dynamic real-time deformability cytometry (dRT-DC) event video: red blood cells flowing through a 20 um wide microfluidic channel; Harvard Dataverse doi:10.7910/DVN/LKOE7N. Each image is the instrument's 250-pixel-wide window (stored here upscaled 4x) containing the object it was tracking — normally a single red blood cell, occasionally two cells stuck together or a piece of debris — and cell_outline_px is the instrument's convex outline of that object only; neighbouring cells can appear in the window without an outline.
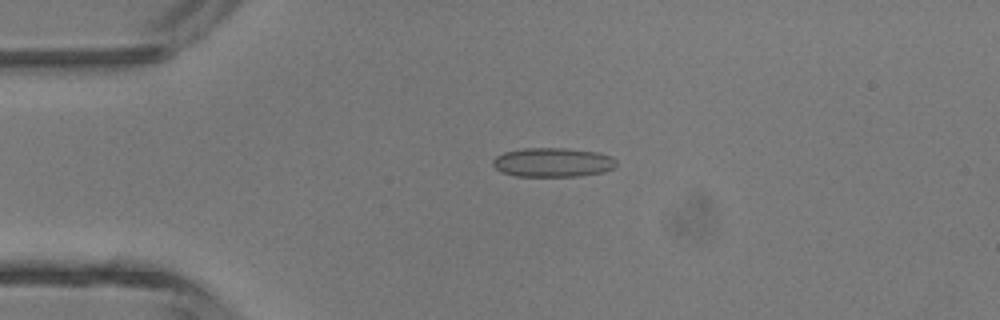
{"species": "common noctule bat (a hibernating species)", "species_latin": "Nyctalus noctula", "temperature_condition": "room temperature", "stored_images_in_passage": 5, "camera_frame_rate_fps": 3000, "um_per_image_px": 0.085, "animal": {"sex": "male", "body_mass_g": 13.3}, "frame": {"image": 1, "passage_image": 4, "time_ms": 1.0, "image_size_px": [1000, 320], "cell_outline_px": [[616, 164], [612, 168], [604, 172], [580, 176], [516, 176], [500, 172], [492, 164], [492, 160], [496, 156], [504, 152], [524, 148], [564, 148], [596, 152], [612, 156], [616, 160]], "centroid_in_image_um": [46.97, 13.8], "position_along_channel_um": 38.0, "area_um2": 21.04}}